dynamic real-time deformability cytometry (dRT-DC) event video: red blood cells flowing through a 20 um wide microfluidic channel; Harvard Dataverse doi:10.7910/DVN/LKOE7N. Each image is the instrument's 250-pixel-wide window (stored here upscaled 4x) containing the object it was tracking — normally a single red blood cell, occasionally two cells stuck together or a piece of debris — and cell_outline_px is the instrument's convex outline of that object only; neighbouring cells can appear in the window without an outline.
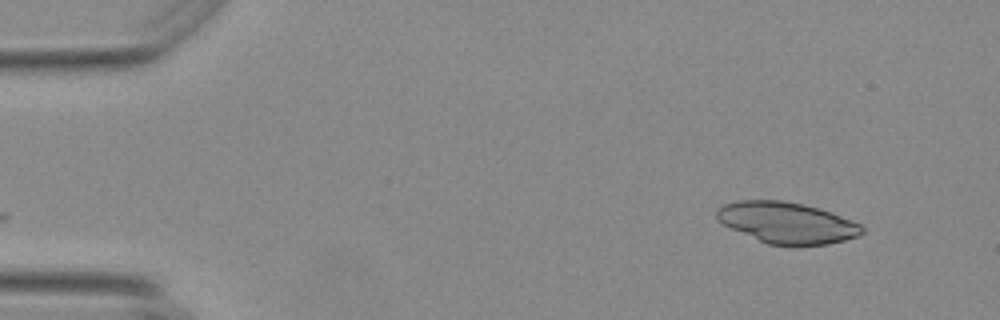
{"species": "Egyptian fruit bat (a non-hibernating species)", "species_latin": "Rousettus aegyptiacus", "temperature_condition": "warm", "stored_images_in_passage": 50, "camera_frame_rate_fps": 3000, "um_per_image_px": 0.085, "animal": {"sex": "female"}, "frame": {"image": 1, "passage_image": 1, "time_ms": 0.0, "image_size_px": [1000, 320], "cell_outline_px": [[864, 232], [860, 236], [828, 244], [768, 244], [732, 228], [724, 224], [716, 216], [716, 208], [724, 204], [740, 200], [780, 200], [804, 204], [832, 212], [860, 224], [864, 228]], "centroid_in_image_um": [66.92, 18.91], "position_along_channel_um": 18.1, "area_um2": 34.39}}